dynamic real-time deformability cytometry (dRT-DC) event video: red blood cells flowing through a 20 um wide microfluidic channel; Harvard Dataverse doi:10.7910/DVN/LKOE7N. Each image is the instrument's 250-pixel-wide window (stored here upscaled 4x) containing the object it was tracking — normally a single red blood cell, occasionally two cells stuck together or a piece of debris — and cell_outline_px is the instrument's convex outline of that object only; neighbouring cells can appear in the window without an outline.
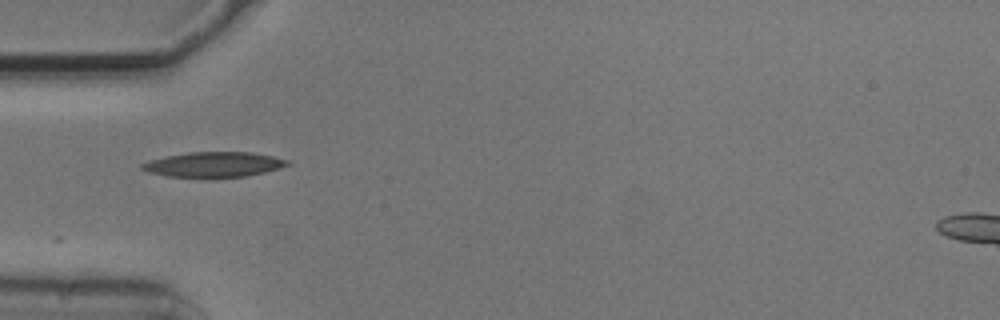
{"species": "common noctule bat (a hibernating species)", "species_latin": "Nyctalus noctula", "temperature_condition": "cold", "stored_images_in_passage": 2, "camera_frame_rate_fps": 3000, "um_per_image_px": 0.085, "animal": {"sex": "male", "body_mass_g": 20.5, "forearm_length_mm": 52.5}, "frame": {"image": 1, "passage_image": 1, "time_ms": 0.0, "image_size_px": [1000, 320], "cell_outline_px": [[292, 164], [280, 168], [248, 176], [204, 180], [168, 176], [148, 172], [140, 168], [140, 164], [148, 160], [164, 156], [188, 152], [252, 152], [292, 160]], "centroid_in_image_um": [18.16, 14.01], "position_along_channel_um": 66.8, "area_um2": 22.31}}
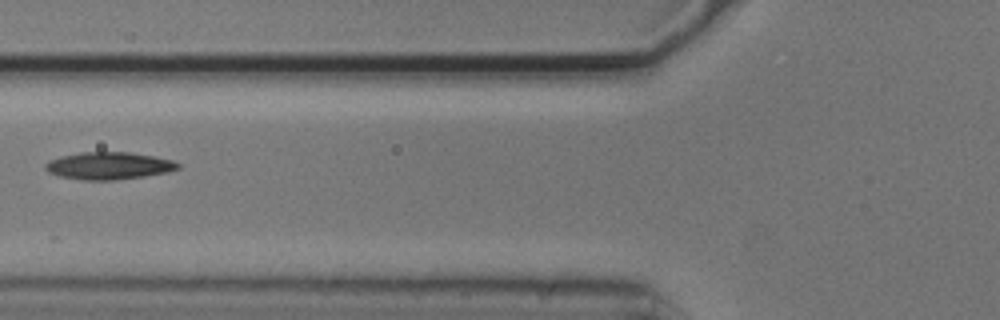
{"frame": {"image": 2, "passage_image": 2, "time_ms": 0.333, "image_size_px": [1000, 320], "cell_outline_px": [[180, 168], [168, 172], [144, 176], [116, 180], [84, 180], [60, 176], [48, 172], [44, 168], [44, 164], [48, 160], [60, 156], [80, 152], [128, 152], [152, 156], [172, 160], [180, 164]], "centroid_in_image_um": [9.22, 14.09], "position_along_channel_um": 116.6, "area_um2": 21.15}}